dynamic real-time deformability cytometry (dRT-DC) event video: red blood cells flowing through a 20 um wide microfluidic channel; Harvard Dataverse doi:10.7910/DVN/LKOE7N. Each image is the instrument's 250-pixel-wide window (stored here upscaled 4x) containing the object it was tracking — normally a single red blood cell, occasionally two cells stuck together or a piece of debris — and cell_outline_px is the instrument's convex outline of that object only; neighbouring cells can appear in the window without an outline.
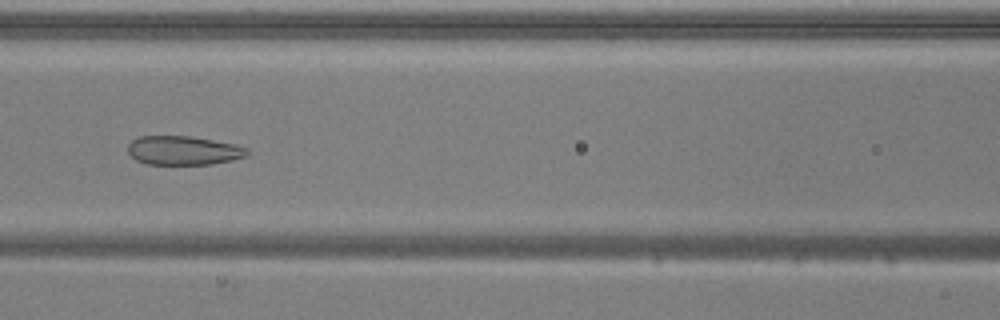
{"species": "common noctule bat (a hibernating species)", "species_latin": "Nyctalus noctula", "temperature_condition": "warm", "stored_images_in_passage": 51, "camera_frame_rate_fps": 3000, "um_per_image_px": 0.085, "animal": {"sex": "male", "body_mass_g": 20.5, "forearm_length_mm": 52.5}, "frame": {"image": 1, "passage_image": 23, "time_ms": 7.333, "image_size_px": [1000, 320], "cell_outline_px": [[248, 156], [232, 160], [212, 164], [148, 164], [136, 160], [128, 152], [128, 144], [136, 136], [188, 136], [236, 144], [248, 148]], "centroid_in_image_um": [15.6, 12.78], "position_along_channel_um": 151.0, "area_um2": 20.17}}
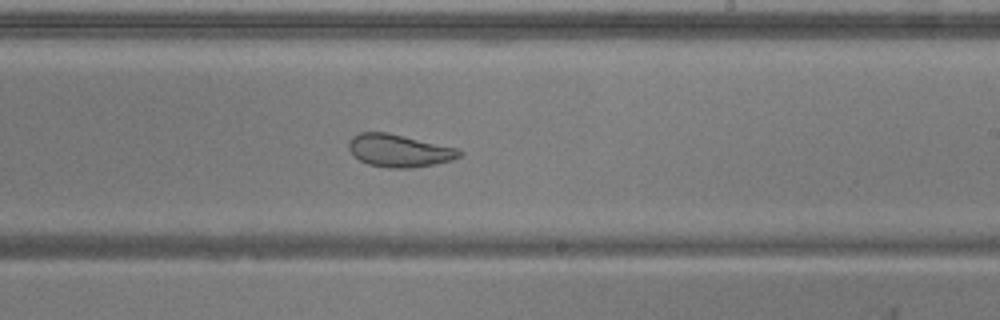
{"frame": {"image": 2, "passage_image": 31, "time_ms": 10.0, "image_size_px": [1000, 320], "cell_outline_px": [[464, 152], [460, 156], [452, 160], [412, 168], [388, 168], [368, 164], [360, 160], [348, 148], [348, 140], [352, 136], [360, 132], [388, 132], [456, 148]], "centroid_in_image_um": [33.9, 12.8], "position_along_channel_um": 255.1, "area_um2": 20.92}}
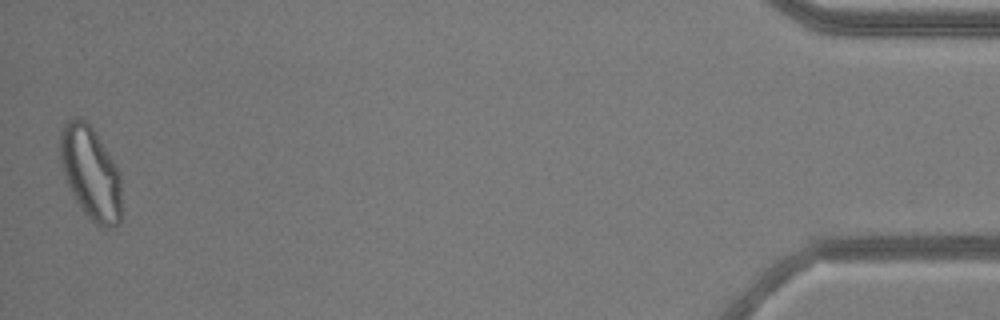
{"frame": {"image": 3, "passage_image": 51, "time_ms": 16.667, "image_size_px": [1000, 320], "cell_outline_px": [[120, 224], [112, 228], [100, 228], [80, 208], [68, 188], [60, 160], [60, 132], [64, 124], [68, 120], [76, 116], [80, 116], [96, 132], [120, 172]], "centroid_in_image_um": [7.69, 14.71], "position_along_channel_um": 427.5, "area_um2": 33.47}, "authors_computed_cell_mechanics": {"area_um2": 28.0908, "velocity_mm_per_s": 3.9119, "shape_relaxation_time_tau1_ms": 7.3454, "shape_relaxation_time_tau2_ms": 1.1679, "deformation_change_tau1": 0.1741, "deformation_change_tau2": 0.0835}}